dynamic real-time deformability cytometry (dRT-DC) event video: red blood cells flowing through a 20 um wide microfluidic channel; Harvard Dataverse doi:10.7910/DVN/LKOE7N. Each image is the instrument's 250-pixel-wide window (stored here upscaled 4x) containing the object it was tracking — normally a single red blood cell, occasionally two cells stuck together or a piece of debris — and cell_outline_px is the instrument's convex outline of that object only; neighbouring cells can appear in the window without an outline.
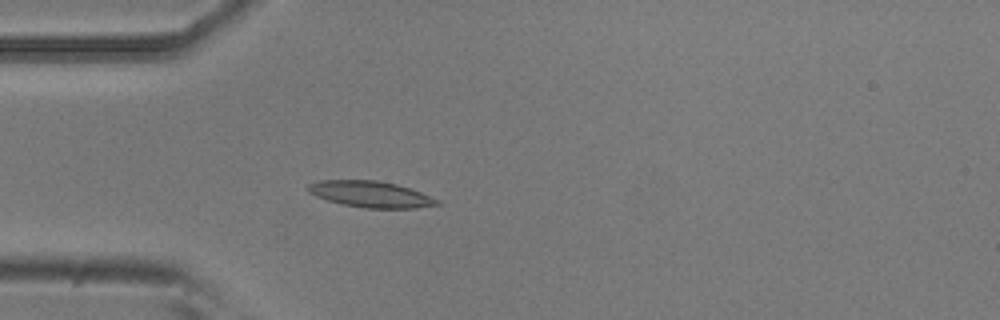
{"species": "common noctule bat (a hibernating species)", "species_latin": "Nyctalus noctula", "temperature_condition": "room temperature", "stored_images_in_passage": 53, "camera_frame_rate_fps": 3000, "um_per_image_px": 0.085, "animal": {"sex": "male", "body_mass_g": 20.5, "forearm_length_mm": 52.5}, "frame": {"image": 1, "passage_image": 15, "time_ms": 4.667, "image_size_px": [1000, 320], "cell_outline_px": [[444, 204], [416, 208], [364, 208], [344, 204], [328, 200], [316, 196], [308, 192], [304, 188], [308, 184], [320, 180], [376, 180], [396, 184], [420, 192], [440, 200]], "centroid_in_image_um": [31.51, 16.51], "position_along_channel_um": 53.5, "area_um2": 19.77}}
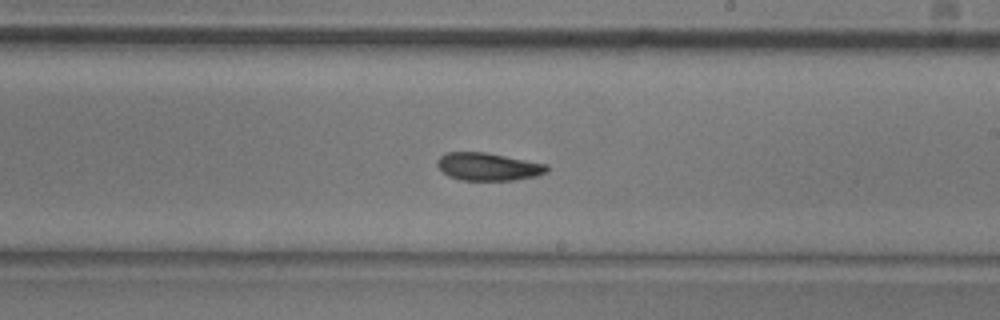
{"frame": {"image": 2, "passage_image": 31, "time_ms": 10.0, "image_size_px": [1000, 320], "cell_outline_px": [[548, 172], [536, 176], [516, 180], [460, 180], [448, 176], [436, 164], [436, 160], [444, 152], [484, 152], [548, 164]], "centroid_in_image_um": [41.49, 14.17], "position_along_channel_um": 247.5, "area_um2": 17.8}}
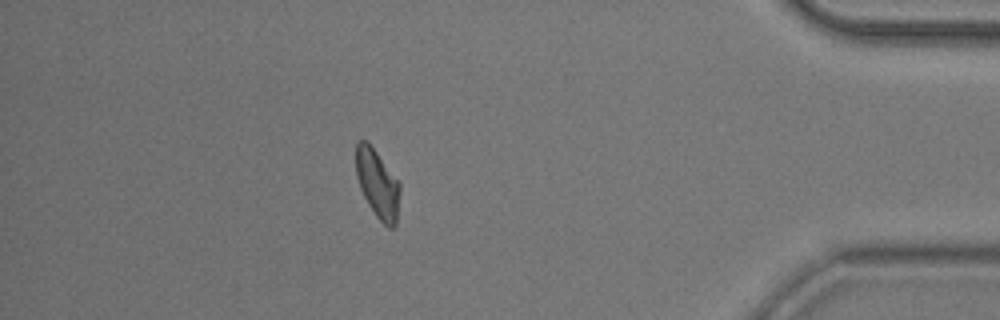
{"frame": {"image": 3, "passage_image": 47, "time_ms": 15.333, "image_size_px": [1000, 320], "cell_outline_px": [[400, 188], [396, 224], [392, 228], [388, 228], [376, 216], [368, 204], [360, 188], [356, 176], [356, 144], [360, 140], [368, 140], [400, 184]], "centroid_in_image_um": [32.07, 15.61], "position_along_channel_um": 403.1, "area_um2": 17.4}, "authors_computed_cell_mechanics": {"area_um2": 18.2648, "velocity_mm_per_s": 3.7547, "shape_relaxation_time_tau1_ms": 5.1639, "shape_relaxation_time_tau2_ms": 5.6155, "deformation_change_tau1": 0.151, "deformation_change_tau2": 0.0786}}